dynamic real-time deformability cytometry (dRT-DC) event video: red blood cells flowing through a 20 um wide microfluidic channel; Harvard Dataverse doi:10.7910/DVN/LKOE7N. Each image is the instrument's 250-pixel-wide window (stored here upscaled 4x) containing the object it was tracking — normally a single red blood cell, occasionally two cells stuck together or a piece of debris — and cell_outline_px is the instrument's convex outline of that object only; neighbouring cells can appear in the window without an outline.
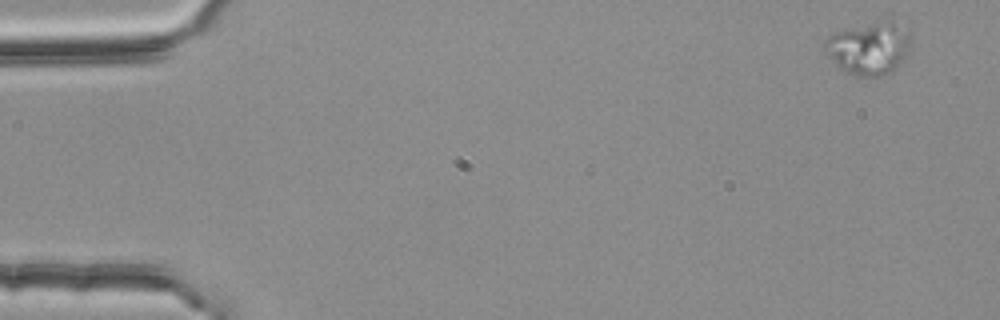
{"species": "common noctule bat (a hibernating species)", "species_latin": "Nyctalus noctula", "temperature_condition": "room temperature", "stored_images_in_passage": 3, "camera_frame_rate_fps": 3000, "um_per_image_px": 0.085, "animal": {"sex": "female", "body_mass_g": 25.1}, "frame": {"image": 1, "passage_image": 1, "time_ms": 0.0, "image_size_px": [1000, 320], "cell_outline_px": [[912, 44], [904, 60], [892, 72], [880, 76], [856, 76], [840, 68], [836, 64], [824, 48], [824, 40], [828, 36], [836, 32], [876, 16], [888, 12], [908, 32], [912, 40]], "centroid_in_image_um": [73.95, 3.95], "position_along_channel_um": 11.1, "area_um2": 27.98}}